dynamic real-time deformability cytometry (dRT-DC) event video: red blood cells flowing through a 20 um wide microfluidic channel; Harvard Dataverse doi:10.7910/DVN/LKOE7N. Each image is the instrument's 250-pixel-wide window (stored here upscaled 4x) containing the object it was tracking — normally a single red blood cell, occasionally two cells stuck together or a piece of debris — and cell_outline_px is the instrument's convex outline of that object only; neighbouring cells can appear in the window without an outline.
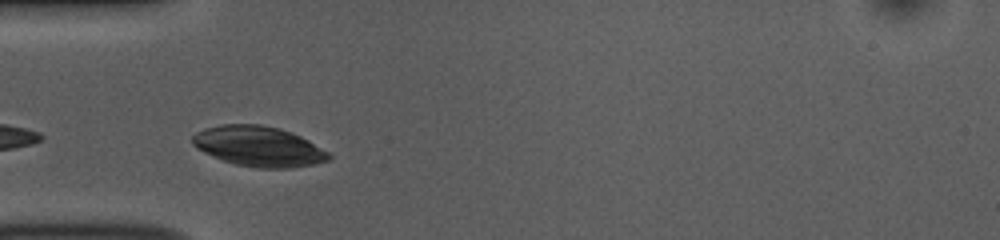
{"species": "common noctule bat (a hibernating species)", "species_latin": "Nyctalus noctula", "temperature_condition": "room temperature", "stored_images_in_passage": 35, "camera_frame_rate_fps": 3000, "um_per_image_px": 0.085, "animal": {"sex": "female", "body_mass_g": 10.0, "forearm_length_mm": 53.1}, "frame": {"image": 1, "passage_image": 6, "time_ms": 1.667, "image_size_px": [1000, 240], "cell_outline_px": [[332, 156], [328, 160], [312, 164], [288, 168], [260, 168], [236, 164], [224, 160], [204, 152], [196, 148], [192, 144], [192, 136], [196, 132], [204, 128], [220, 124], [260, 124], [280, 128], [292, 132], [308, 140], [328, 152]], "centroid_in_image_um": [21.96, 12.42], "position_along_channel_um": 63.0, "area_um2": 31.79}, "authors_computed_cell_mechanics": {"area_um2": 19.1896, "velocity_mm_per_s": 3.7356, "shape_relaxation_time_tau1_ms": 1.6655, "shape_relaxation_time_tau2_ms": 4.5058, "deformation_change_tau1": 0.0564, "deformation_change_tau2": 0.0757}}